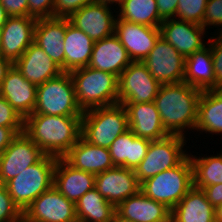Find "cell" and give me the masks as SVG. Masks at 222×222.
I'll return each mask as SVG.
<instances>
[{"label":"cell","mask_w":222,"mask_h":222,"mask_svg":"<svg viewBox=\"0 0 222 222\" xmlns=\"http://www.w3.org/2000/svg\"><path fill=\"white\" fill-rule=\"evenodd\" d=\"M193 186V166L187 155L177 166L141 182L140 191L172 210Z\"/></svg>","instance_id":"5"},{"label":"cell","mask_w":222,"mask_h":222,"mask_svg":"<svg viewBox=\"0 0 222 222\" xmlns=\"http://www.w3.org/2000/svg\"><path fill=\"white\" fill-rule=\"evenodd\" d=\"M203 191L214 208L222 204V184L209 185Z\"/></svg>","instance_id":"44"},{"label":"cell","mask_w":222,"mask_h":222,"mask_svg":"<svg viewBox=\"0 0 222 222\" xmlns=\"http://www.w3.org/2000/svg\"><path fill=\"white\" fill-rule=\"evenodd\" d=\"M208 0H179L176 19L202 25Z\"/></svg>","instance_id":"34"},{"label":"cell","mask_w":222,"mask_h":222,"mask_svg":"<svg viewBox=\"0 0 222 222\" xmlns=\"http://www.w3.org/2000/svg\"><path fill=\"white\" fill-rule=\"evenodd\" d=\"M63 158L74 168L94 175L114 167L108 148L94 146L82 137Z\"/></svg>","instance_id":"25"},{"label":"cell","mask_w":222,"mask_h":222,"mask_svg":"<svg viewBox=\"0 0 222 222\" xmlns=\"http://www.w3.org/2000/svg\"><path fill=\"white\" fill-rule=\"evenodd\" d=\"M112 222H135L130 219L124 218L123 216L119 215L116 211L113 214Z\"/></svg>","instance_id":"47"},{"label":"cell","mask_w":222,"mask_h":222,"mask_svg":"<svg viewBox=\"0 0 222 222\" xmlns=\"http://www.w3.org/2000/svg\"><path fill=\"white\" fill-rule=\"evenodd\" d=\"M69 73L73 80L77 103L82 111L119 103L116 75L89 66Z\"/></svg>","instance_id":"3"},{"label":"cell","mask_w":222,"mask_h":222,"mask_svg":"<svg viewBox=\"0 0 222 222\" xmlns=\"http://www.w3.org/2000/svg\"><path fill=\"white\" fill-rule=\"evenodd\" d=\"M23 212L13 202L7 187L0 184V222H11L18 219Z\"/></svg>","instance_id":"35"},{"label":"cell","mask_w":222,"mask_h":222,"mask_svg":"<svg viewBox=\"0 0 222 222\" xmlns=\"http://www.w3.org/2000/svg\"><path fill=\"white\" fill-rule=\"evenodd\" d=\"M127 50L113 34L94 41L89 67L110 72L117 77L132 63Z\"/></svg>","instance_id":"20"},{"label":"cell","mask_w":222,"mask_h":222,"mask_svg":"<svg viewBox=\"0 0 222 222\" xmlns=\"http://www.w3.org/2000/svg\"><path fill=\"white\" fill-rule=\"evenodd\" d=\"M179 0H156L159 17L162 20L176 18Z\"/></svg>","instance_id":"42"},{"label":"cell","mask_w":222,"mask_h":222,"mask_svg":"<svg viewBox=\"0 0 222 222\" xmlns=\"http://www.w3.org/2000/svg\"><path fill=\"white\" fill-rule=\"evenodd\" d=\"M111 7L99 2L83 6L72 13L70 24L82 30L93 41L101 40L115 33L116 16L112 15Z\"/></svg>","instance_id":"16"},{"label":"cell","mask_w":222,"mask_h":222,"mask_svg":"<svg viewBox=\"0 0 222 222\" xmlns=\"http://www.w3.org/2000/svg\"><path fill=\"white\" fill-rule=\"evenodd\" d=\"M9 16L7 15L4 7L0 4V27L2 28L6 23V20Z\"/></svg>","instance_id":"46"},{"label":"cell","mask_w":222,"mask_h":222,"mask_svg":"<svg viewBox=\"0 0 222 222\" xmlns=\"http://www.w3.org/2000/svg\"><path fill=\"white\" fill-rule=\"evenodd\" d=\"M63 43L65 46V72L89 65L94 41L82 30L70 24L68 18H66Z\"/></svg>","instance_id":"28"},{"label":"cell","mask_w":222,"mask_h":222,"mask_svg":"<svg viewBox=\"0 0 222 222\" xmlns=\"http://www.w3.org/2000/svg\"><path fill=\"white\" fill-rule=\"evenodd\" d=\"M195 130L222 133V89L202 91Z\"/></svg>","instance_id":"30"},{"label":"cell","mask_w":222,"mask_h":222,"mask_svg":"<svg viewBox=\"0 0 222 222\" xmlns=\"http://www.w3.org/2000/svg\"><path fill=\"white\" fill-rule=\"evenodd\" d=\"M24 131V128H8L0 126V154L9 146L12 139Z\"/></svg>","instance_id":"43"},{"label":"cell","mask_w":222,"mask_h":222,"mask_svg":"<svg viewBox=\"0 0 222 222\" xmlns=\"http://www.w3.org/2000/svg\"><path fill=\"white\" fill-rule=\"evenodd\" d=\"M143 63L160 84L184 81L185 58L161 36Z\"/></svg>","instance_id":"11"},{"label":"cell","mask_w":222,"mask_h":222,"mask_svg":"<svg viewBox=\"0 0 222 222\" xmlns=\"http://www.w3.org/2000/svg\"><path fill=\"white\" fill-rule=\"evenodd\" d=\"M120 19L160 28L163 20L159 17L156 0H124L119 6Z\"/></svg>","instance_id":"32"},{"label":"cell","mask_w":222,"mask_h":222,"mask_svg":"<svg viewBox=\"0 0 222 222\" xmlns=\"http://www.w3.org/2000/svg\"><path fill=\"white\" fill-rule=\"evenodd\" d=\"M81 118L31 114L24 132L45 155L63 158L81 137Z\"/></svg>","instance_id":"2"},{"label":"cell","mask_w":222,"mask_h":222,"mask_svg":"<svg viewBox=\"0 0 222 222\" xmlns=\"http://www.w3.org/2000/svg\"><path fill=\"white\" fill-rule=\"evenodd\" d=\"M114 34L132 61L143 62L161 36V31L158 27L132 23L117 17Z\"/></svg>","instance_id":"14"},{"label":"cell","mask_w":222,"mask_h":222,"mask_svg":"<svg viewBox=\"0 0 222 222\" xmlns=\"http://www.w3.org/2000/svg\"><path fill=\"white\" fill-rule=\"evenodd\" d=\"M32 114L82 117L72 77L69 72L37 86L36 106Z\"/></svg>","instance_id":"7"},{"label":"cell","mask_w":222,"mask_h":222,"mask_svg":"<svg viewBox=\"0 0 222 222\" xmlns=\"http://www.w3.org/2000/svg\"><path fill=\"white\" fill-rule=\"evenodd\" d=\"M160 85L143 62L133 61L118 77V101L121 104L153 102Z\"/></svg>","instance_id":"9"},{"label":"cell","mask_w":222,"mask_h":222,"mask_svg":"<svg viewBox=\"0 0 222 222\" xmlns=\"http://www.w3.org/2000/svg\"><path fill=\"white\" fill-rule=\"evenodd\" d=\"M23 215L28 222H68L76 218V207L52 186L36 198Z\"/></svg>","instance_id":"12"},{"label":"cell","mask_w":222,"mask_h":222,"mask_svg":"<svg viewBox=\"0 0 222 222\" xmlns=\"http://www.w3.org/2000/svg\"><path fill=\"white\" fill-rule=\"evenodd\" d=\"M13 63L0 55V86Z\"/></svg>","instance_id":"45"},{"label":"cell","mask_w":222,"mask_h":222,"mask_svg":"<svg viewBox=\"0 0 222 222\" xmlns=\"http://www.w3.org/2000/svg\"><path fill=\"white\" fill-rule=\"evenodd\" d=\"M66 31V18L52 17L40 18L36 21L34 30V43L65 72L64 37Z\"/></svg>","instance_id":"19"},{"label":"cell","mask_w":222,"mask_h":222,"mask_svg":"<svg viewBox=\"0 0 222 222\" xmlns=\"http://www.w3.org/2000/svg\"><path fill=\"white\" fill-rule=\"evenodd\" d=\"M37 19L29 16H10L1 30L0 55L13 64L34 42Z\"/></svg>","instance_id":"13"},{"label":"cell","mask_w":222,"mask_h":222,"mask_svg":"<svg viewBox=\"0 0 222 222\" xmlns=\"http://www.w3.org/2000/svg\"><path fill=\"white\" fill-rule=\"evenodd\" d=\"M56 162L57 157L44 155L37 163L29 166L5 184L13 202L22 212L53 186Z\"/></svg>","instance_id":"6"},{"label":"cell","mask_w":222,"mask_h":222,"mask_svg":"<svg viewBox=\"0 0 222 222\" xmlns=\"http://www.w3.org/2000/svg\"><path fill=\"white\" fill-rule=\"evenodd\" d=\"M53 186L76 204L85 193L95 188V175L74 168L64 158H57Z\"/></svg>","instance_id":"22"},{"label":"cell","mask_w":222,"mask_h":222,"mask_svg":"<svg viewBox=\"0 0 222 222\" xmlns=\"http://www.w3.org/2000/svg\"><path fill=\"white\" fill-rule=\"evenodd\" d=\"M96 2L97 0H54V17L68 18L83 6Z\"/></svg>","instance_id":"38"},{"label":"cell","mask_w":222,"mask_h":222,"mask_svg":"<svg viewBox=\"0 0 222 222\" xmlns=\"http://www.w3.org/2000/svg\"><path fill=\"white\" fill-rule=\"evenodd\" d=\"M184 82L202 91L215 89L213 58L208 44L185 58Z\"/></svg>","instance_id":"29"},{"label":"cell","mask_w":222,"mask_h":222,"mask_svg":"<svg viewBox=\"0 0 222 222\" xmlns=\"http://www.w3.org/2000/svg\"><path fill=\"white\" fill-rule=\"evenodd\" d=\"M75 207L76 217L85 222H105L111 220L115 212V206L95 188L85 193Z\"/></svg>","instance_id":"31"},{"label":"cell","mask_w":222,"mask_h":222,"mask_svg":"<svg viewBox=\"0 0 222 222\" xmlns=\"http://www.w3.org/2000/svg\"><path fill=\"white\" fill-rule=\"evenodd\" d=\"M161 37L171 44L184 58L202 50L205 29L202 25L176 18L166 19L160 25Z\"/></svg>","instance_id":"17"},{"label":"cell","mask_w":222,"mask_h":222,"mask_svg":"<svg viewBox=\"0 0 222 222\" xmlns=\"http://www.w3.org/2000/svg\"><path fill=\"white\" fill-rule=\"evenodd\" d=\"M141 183L135 171L114 166L95 175V189L115 207L140 191Z\"/></svg>","instance_id":"15"},{"label":"cell","mask_w":222,"mask_h":222,"mask_svg":"<svg viewBox=\"0 0 222 222\" xmlns=\"http://www.w3.org/2000/svg\"><path fill=\"white\" fill-rule=\"evenodd\" d=\"M11 222H28V220L24 215H21L18 219Z\"/></svg>","instance_id":"50"},{"label":"cell","mask_w":222,"mask_h":222,"mask_svg":"<svg viewBox=\"0 0 222 222\" xmlns=\"http://www.w3.org/2000/svg\"><path fill=\"white\" fill-rule=\"evenodd\" d=\"M14 65L26 80L36 86L59 76L63 72L61 67L34 42L25 50Z\"/></svg>","instance_id":"23"},{"label":"cell","mask_w":222,"mask_h":222,"mask_svg":"<svg viewBox=\"0 0 222 222\" xmlns=\"http://www.w3.org/2000/svg\"><path fill=\"white\" fill-rule=\"evenodd\" d=\"M0 126L24 128V119L2 96H0Z\"/></svg>","instance_id":"37"},{"label":"cell","mask_w":222,"mask_h":222,"mask_svg":"<svg viewBox=\"0 0 222 222\" xmlns=\"http://www.w3.org/2000/svg\"><path fill=\"white\" fill-rule=\"evenodd\" d=\"M115 211L135 222H171V210L141 191L119 203Z\"/></svg>","instance_id":"24"},{"label":"cell","mask_w":222,"mask_h":222,"mask_svg":"<svg viewBox=\"0 0 222 222\" xmlns=\"http://www.w3.org/2000/svg\"><path fill=\"white\" fill-rule=\"evenodd\" d=\"M127 130V112L121 103L83 111L81 137L94 146L109 148L112 142Z\"/></svg>","instance_id":"4"},{"label":"cell","mask_w":222,"mask_h":222,"mask_svg":"<svg viewBox=\"0 0 222 222\" xmlns=\"http://www.w3.org/2000/svg\"><path fill=\"white\" fill-rule=\"evenodd\" d=\"M7 15L10 16H28V0H0Z\"/></svg>","instance_id":"41"},{"label":"cell","mask_w":222,"mask_h":222,"mask_svg":"<svg viewBox=\"0 0 222 222\" xmlns=\"http://www.w3.org/2000/svg\"><path fill=\"white\" fill-rule=\"evenodd\" d=\"M68 222H85L84 220H81L80 218H75V219H73V220H71V221H68Z\"/></svg>","instance_id":"51"},{"label":"cell","mask_w":222,"mask_h":222,"mask_svg":"<svg viewBox=\"0 0 222 222\" xmlns=\"http://www.w3.org/2000/svg\"><path fill=\"white\" fill-rule=\"evenodd\" d=\"M216 222H222V204L215 208Z\"/></svg>","instance_id":"48"},{"label":"cell","mask_w":222,"mask_h":222,"mask_svg":"<svg viewBox=\"0 0 222 222\" xmlns=\"http://www.w3.org/2000/svg\"><path fill=\"white\" fill-rule=\"evenodd\" d=\"M171 222H216L215 208L205 192L193 186L171 210Z\"/></svg>","instance_id":"26"},{"label":"cell","mask_w":222,"mask_h":222,"mask_svg":"<svg viewBox=\"0 0 222 222\" xmlns=\"http://www.w3.org/2000/svg\"><path fill=\"white\" fill-rule=\"evenodd\" d=\"M44 155L24 131L18 133L0 154V184L5 185Z\"/></svg>","instance_id":"10"},{"label":"cell","mask_w":222,"mask_h":222,"mask_svg":"<svg viewBox=\"0 0 222 222\" xmlns=\"http://www.w3.org/2000/svg\"><path fill=\"white\" fill-rule=\"evenodd\" d=\"M201 94L202 90L184 81L160 85L154 102L162 125L170 135L185 137L186 128L187 131L195 129Z\"/></svg>","instance_id":"1"},{"label":"cell","mask_w":222,"mask_h":222,"mask_svg":"<svg viewBox=\"0 0 222 222\" xmlns=\"http://www.w3.org/2000/svg\"><path fill=\"white\" fill-rule=\"evenodd\" d=\"M189 157L193 166L194 187L203 190L209 185L222 184V154L201 158L189 154Z\"/></svg>","instance_id":"33"},{"label":"cell","mask_w":222,"mask_h":222,"mask_svg":"<svg viewBox=\"0 0 222 222\" xmlns=\"http://www.w3.org/2000/svg\"><path fill=\"white\" fill-rule=\"evenodd\" d=\"M124 0H97V2L105 4V5H112L114 3L118 4L120 6L123 3Z\"/></svg>","instance_id":"49"},{"label":"cell","mask_w":222,"mask_h":222,"mask_svg":"<svg viewBox=\"0 0 222 222\" xmlns=\"http://www.w3.org/2000/svg\"><path fill=\"white\" fill-rule=\"evenodd\" d=\"M218 36L216 38L212 36L211 39L208 40V46L211 49L213 58L215 89H222V33Z\"/></svg>","instance_id":"36"},{"label":"cell","mask_w":222,"mask_h":222,"mask_svg":"<svg viewBox=\"0 0 222 222\" xmlns=\"http://www.w3.org/2000/svg\"><path fill=\"white\" fill-rule=\"evenodd\" d=\"M0 96L25 120L35 109L37 86L26 80L13 64L2 81Z\"/></svg>","instance_id":"18"},{"label":"cell","mask_w":222,"mask_h":222,"mask_svg":"<svg viewBox=\"0 0 222 222\" xmlns=\"http://www.w3.org/2000/svg\"><path fill=\"white\" fill-rule=\"evenodd\" d=\"M186 138L169 135L161 140L150 141L145 158L136 167L135 175L141 183L167 169L177 166L187 155L183 151Z\"/></svg>","instance_id":"8"},{"label":"cell","mask_w":222,"mask_h":222,"mask_svg":"<svg viewBox=\"0 0 222 222\" xmlns=\"http://www.w3.org/2000/svg\"><path fill=\"white\" fill-rule=\"evenodd\" d=\"M208 26L222 27V0L207 1L202 27L206 30Z\"/></svg>","instance_id":"39"},{"label":"cell","mask_w":222,"mask_h":222,"mask_svg":"<svg viewBox=\"0 0 222 222\" xmlns=\"http://www.w3.org/2000/svg\"><path fill=\"white\" fill-rule=\"evenodd\" d=\"M28 16L36 19L54 17V0H28Z\"/></svg>","instance_id":"40"},{"label":"cell","mask_w":222,"mask_h":222,"mask_svg":"<svg viewBox=\"0 0 222 222\" xmlns=\"http://www.w3.org/2000/svg\"><path fill=\"white\" fill-rule=\"evenodd\" d=\"M150 141L135 136L130 129L119 135L108 148L114 166L135 170L145 158Z\"/></svg>","instance_id":"27"},{"label":"cell","mask_w":222,"mask_h":222,"mask_svg":"<svg viewBox=\"0 0 222 222\" xmlns=\"http://www.w3.org/2000/svg\"><path fill=\"white\" fill-rule=\"evenodd\" d=\"M123 105L127 112L129 129L135 136L153 141L170 135L162 125L154 101Z\"/></svg>","instance_id":"21"}]
</instances>
